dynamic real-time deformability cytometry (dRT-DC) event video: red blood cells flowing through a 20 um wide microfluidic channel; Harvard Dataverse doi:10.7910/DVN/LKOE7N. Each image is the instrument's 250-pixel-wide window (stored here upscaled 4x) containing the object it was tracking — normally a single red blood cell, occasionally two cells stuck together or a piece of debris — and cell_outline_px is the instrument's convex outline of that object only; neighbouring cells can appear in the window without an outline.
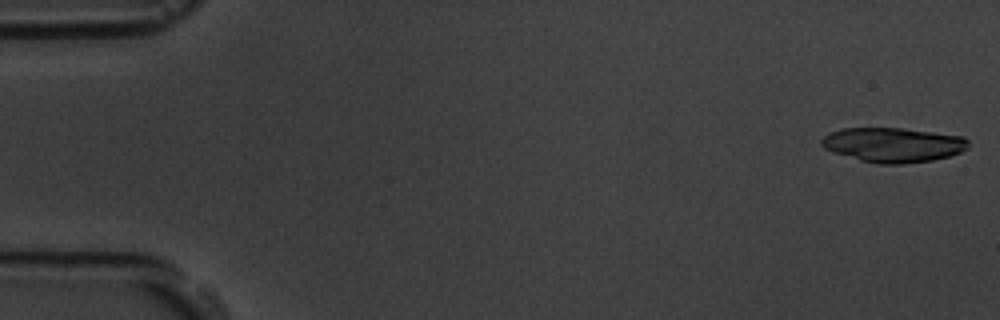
{"species": "common noctule bat (a hibernating species)", "species_latin": "Nyctalus noctula", "temperature_condition": "room temperature", "stored_images_in_passage": 5, "camera_frame_rate_fps": 3000, "um_per_image_px": 0.085, "animal": {"sex": "male", "body_mass_g": 19.5, "forearm_length_mm": 54.6}, "frame": {"image": 1, "passage_image": 1, "time_ms": 0.0, "image_size_px": [1000, 320], "cell_outline_px": [[968, 148], [960, 152], [948, 156], [932, 160], [904, 164], [876, 164], [860, 160], [824, 148], [820, 144], [820, 140], [824, 136], [840, 128], [900, 128], [964, 136], [968, 140]], "centroid_in_image_um": [75.92, 12.31], "position_along_channel_um": 9.1, "area_um2": 29.48}}